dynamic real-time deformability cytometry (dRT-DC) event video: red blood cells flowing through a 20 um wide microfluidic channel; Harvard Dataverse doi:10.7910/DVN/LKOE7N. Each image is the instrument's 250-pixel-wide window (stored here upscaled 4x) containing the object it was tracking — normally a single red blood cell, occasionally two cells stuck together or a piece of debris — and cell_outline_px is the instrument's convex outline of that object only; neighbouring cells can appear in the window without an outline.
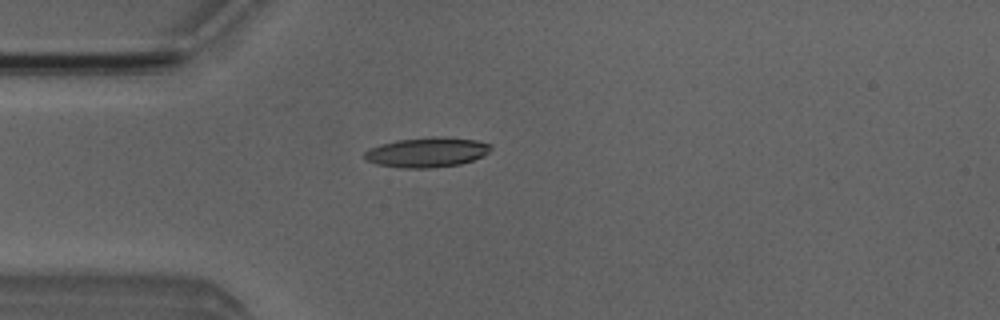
{"species": "Egyptian fruit bat (a non-hibernating species)", "species_latin": "Rousettus aegyptiacus", "temperature_condition": "room temperature", "stored_images_in_passage": 4, "camera_frame_rate_fps": 3000, "um_per_image_px": 0.085, "animal": {"sex": "male"}, "frame": {"image": 1, "passage_image": 3, "time_ms": 2.333, "image_size_px": [1000, 320], "cell_outline_px": [[492, 148], [488, 152], [472, 160], [460, 164], [432, 168], [400, 168], [376, 164], [364, 160], [364, 152], [380, 144], [396, 140], [432, 136], [436, 136], [476, 140], [492, 144]], "centroid_in_image_um": [36.26, 12.94], "position_along_channel_um": 48.7, "area_um2": 22.02}}